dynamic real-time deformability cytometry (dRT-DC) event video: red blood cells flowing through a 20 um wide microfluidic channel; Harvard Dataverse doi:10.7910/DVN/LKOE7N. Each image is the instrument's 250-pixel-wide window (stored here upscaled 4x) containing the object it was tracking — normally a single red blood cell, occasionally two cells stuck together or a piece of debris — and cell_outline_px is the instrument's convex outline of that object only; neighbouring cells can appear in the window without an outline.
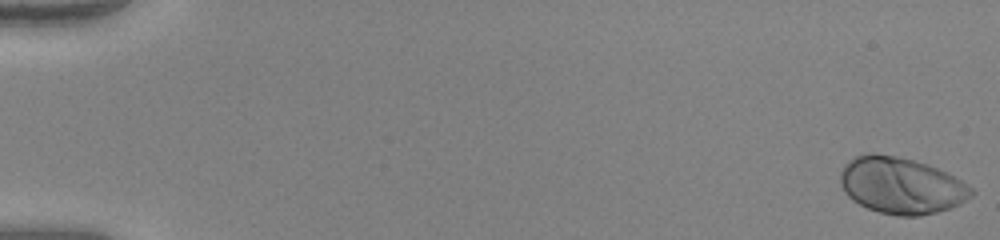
{"species": "human", "species_latin": "Homo sapiens", "temperature_condition": "warm", "stored_images_in_passage": 53, "camera_frame_rate_fps": 3000, "um_per_image_px": 0.085, "donor": {"sex": "female"}, "frame": {"image": 1, "passage_image": 1, "time_ms": 0.0, "image_size_px": [1000, 240], "cell_outline_px": [[976, 192], [972, 196], [948, 208], [936, 212], [920, 216], [900, 216], [880, 212], [868, 208], [852, 200], [844, 192], [840, 184], [840, 172], [844, 164], [848, 160], [864, 152], [872, 152], [896, 156], [928, 164], [960, 180], [972, 188]], "centroid_in_image_um": [76.54, 15.75], "position_along_channel_um": 8.5, "area_um2": 43.0}}
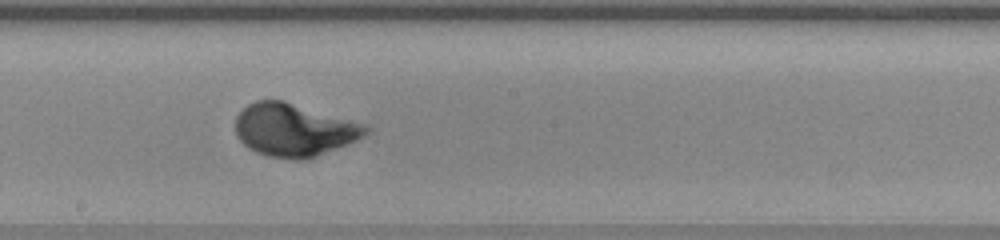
{"frame": {"image": 2, "passage_image": 31, "time_ms": 10.0, "image_size_px": [1000, 240], "cell_outline_px": [[372, 128], [364, 136], [356, 140], [312, 156], [300, 160], [292, 160], [268, 156], [256, 152], [248, 148], [236, 136], [236, 116], [248, 104], [256, 100], [284, 100], [368, 124]], "centroid_in_image_um": [24.99, 11.02], "position_along_channel_um": 223.2, "area_um2": 40.06}}
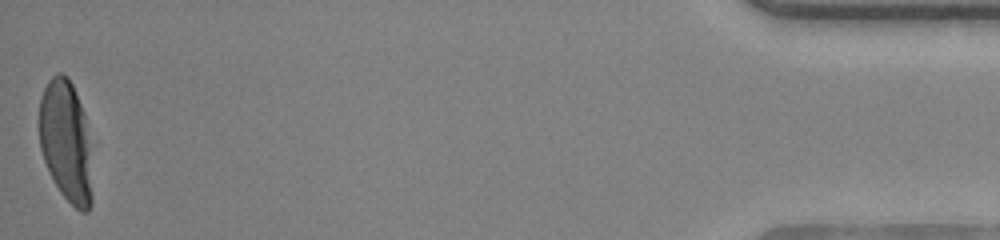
{"frame": {"image": 3, "passage_image": 53, "time_ms": 17.333, "image_size_px": [1000, 240], "cell_outline_px": [[92, 204], [88, 212], [80, 212], [60, 192], [44, 160], [40, 148], [40, 96], [48, 80], [52, 76], [60, 72], [68, 76], [72, 84], [84, 112], [88, 144], [92, 196]], "centroid_in_image_um": [5.59, 12.0], "position_along_channel_um": 429.6, "area_um2": 36.93}, "authors_computed_cell_mechanics": {"area_um2": 39.0728, "velocity_mm_per_s": 3.9612, "shape_relaxation_time_tau1_ms": 3.4293, "shape_relaxation_time_tau2_ms": null, "deformation_change_tau1": 0.234, "deformation_change_tau2": null}}